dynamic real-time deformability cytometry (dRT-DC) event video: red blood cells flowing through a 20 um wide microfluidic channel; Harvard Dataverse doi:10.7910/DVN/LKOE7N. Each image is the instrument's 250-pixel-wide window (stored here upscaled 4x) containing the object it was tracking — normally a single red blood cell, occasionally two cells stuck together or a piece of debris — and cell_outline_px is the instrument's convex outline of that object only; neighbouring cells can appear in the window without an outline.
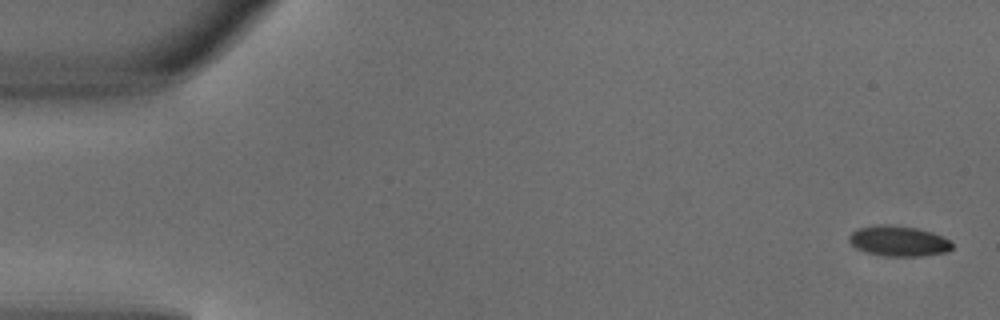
{"species": "common noctule bat (a hibernating species)", "species_latin": "Nyctalus noctula", "temperature_condition": "warm", "stored_images_in_passage": 4, "camera_frame_rate_fps": 3000, "um_per_image_px": 0.085, "animal": {"sex": "male", "body_mass_g": 18.8}, "frame": {"image": 1, "passage_image": 1, "time_ms": 0.0, "image_size_px": [1000, 320], "cell_outline_px": [[952, 248], [948, 252], [920, 256], [884, 256], [868, 252], [856, 248], [848, 240], [848, 236], [856, 228], [872, 224], [892, 224], [920, 228], [932, 232], [948, 240], [952, 244]], "centroid_in_image_um": [76.34, 20.46], "position_along_channel_um": 8.7, "area_um2": 18.5}}
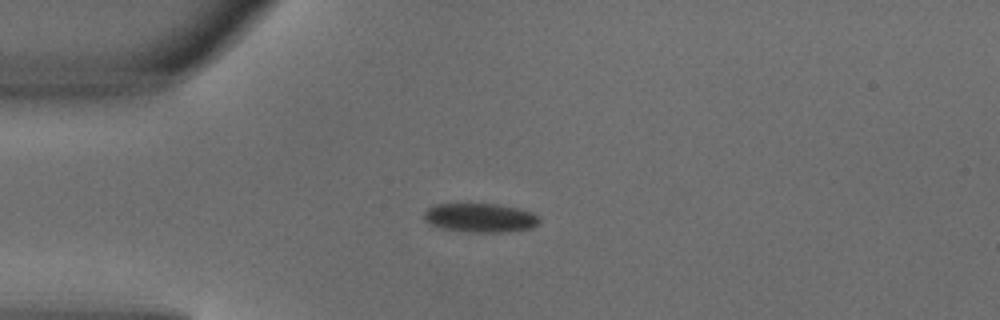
{"frame": {"image": 2, "passage_image": 4, "time_ms": 1.0, "image_size_px": [1000, 320], "cell_outline_px": [[540, 220], [532, 228], [508, 232], [472, 232], [440, 228], [424, 220], [424, 212], [428, 208], [436, 204], [496, 204], [516, 208], [532, 212]], "centroid_in_image_um": [40.8, 18.51], "position_along_channel_um": 44.2, "area_um2": 19.31}}